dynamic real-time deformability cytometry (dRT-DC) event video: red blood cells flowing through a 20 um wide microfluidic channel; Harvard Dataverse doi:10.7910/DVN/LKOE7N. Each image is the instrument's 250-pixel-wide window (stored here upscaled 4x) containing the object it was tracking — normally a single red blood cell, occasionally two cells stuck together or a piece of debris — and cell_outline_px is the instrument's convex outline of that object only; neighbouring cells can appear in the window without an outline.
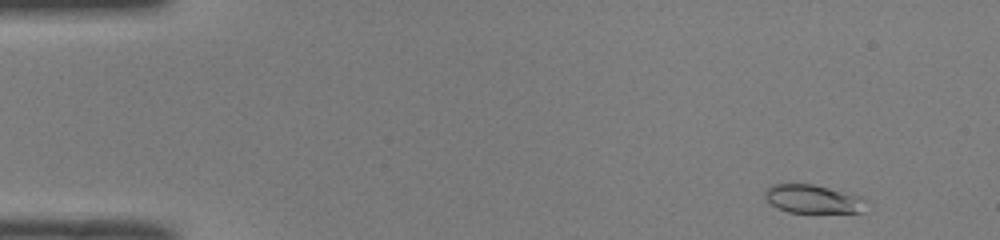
{"species": "common noctule bat (a hibernating species)", "species_latin": "Nyctalus noctula", "temperature_condition": "room temperature", "stored_images_in_passage": 47, "camera_frame_rate_fps": 3000, "um_per_image_px": 0.085, "animal": {"sex": "male", "body_mass_g": 19.0, "forearm_length_mm": 50.8}, "frame": {"image": 1, "passage_image": 1, "time_ms": 0.0, "image_size_px": [1000, 240], "cell_outline_px": [[864, 212], [788, 212], [772, 204], [764, 196], [764, 192], [772, 184], [812, 184], [860, 196]], "centroid_in_image_um": [69.03, 16.91], "position_along_channel_um": 16.0, "area_um2": 16.18}}
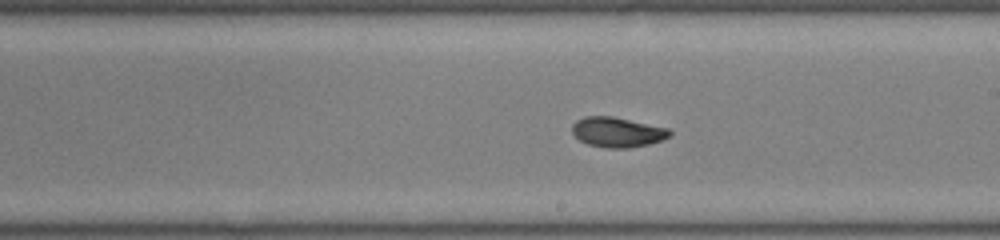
{"frame": {"image": 2, "passage_image": 26, "time_ms": 8.333, "image_size_px": [1000, 240], "cell_outline_px": [[672, 136], [648, 144], [628, 148], [604, 148], [588, 144], [580, 140], [572, 132], [572, 124], [576, 120], [584, 116], [612, 116], [668, 128], [672, 132]], "centroid_in_image_um": [52.46, 11.23], "position_along_channel_um": 236.5, "area_um2": 17.05}}
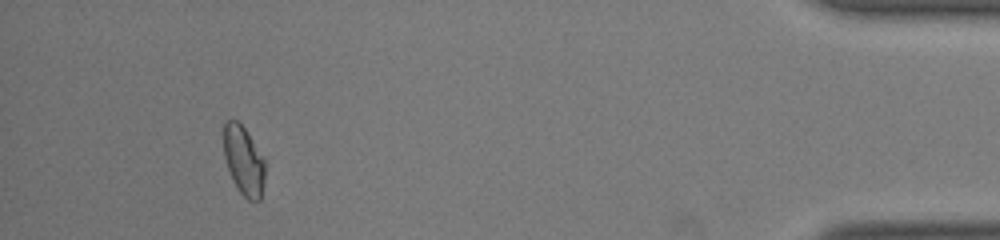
{"frame": {"image": 3, "passage_image": 44, "time_ms": 14.333, "image_size_px": [1000, 240], "cell_outline_px": [[264, 184], [260, 200], [248, 200], [240, 192], [228, 168], [224, 156], [224, 120], [236, 120], [244, 128], [264, 156]], "centroid_in_image_um": [20.73, 13.63], "position_along_channel_um": 414.5, "area_um2": 16.42}, "authors_computed_cell_mechanics": {"area_um2": 16.9354, "velocity_mm_per_s": 4.0093, "shape_relaxation_time_tau1_ms": 4.7695, "shape_relaxation_time_tau2_ms": 1.7191, "deformation_change_tau1": 0.1384, "deformation_change_tau2": 0.0603}}